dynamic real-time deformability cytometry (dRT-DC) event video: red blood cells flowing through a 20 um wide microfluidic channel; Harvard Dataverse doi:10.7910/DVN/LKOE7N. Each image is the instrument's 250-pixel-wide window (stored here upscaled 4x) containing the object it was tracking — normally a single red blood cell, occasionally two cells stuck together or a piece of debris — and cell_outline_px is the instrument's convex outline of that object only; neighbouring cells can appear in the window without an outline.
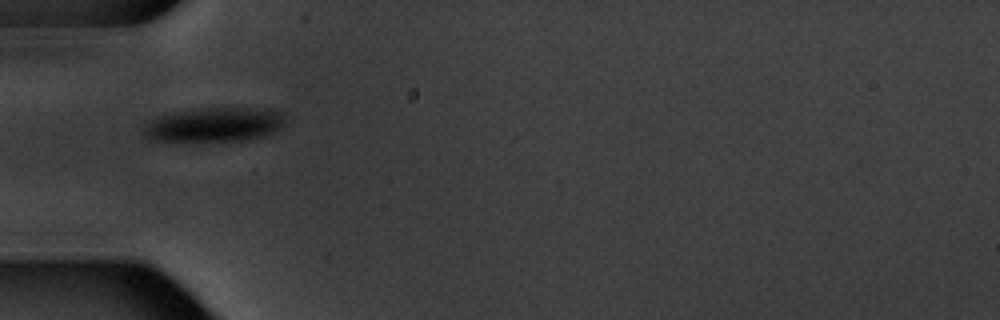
{"species": "common noctule bat (a hibernating species)", "species_latin": "Nyctalus noctula", "temperature_condition": "warm", "stored_images_in_passage": 11, "camera_frame_rate_fps": 3000, "um_per_image_px": 0.085, "animal": {"sex": "male", "body_mass_g": 20.1, "forearm_length_mm": 53.5}, "frame": {"image": 1, "passage_image": 1, "time_ms": 0.0, "image_size_px": [1000, 320], "cell_outline_px": [[284, 124], [276, 132], [268, 136], [248, 140], [208, 144], [148, 140], [144, 136], [144, 124], [156, 116], [176, 112], [200, 108], [272, 108], [284, 112]], "centroid_in_image_um": [18.23, 10.65], "position_along_channel_um": 66.8, "area_um2": 30.0}}
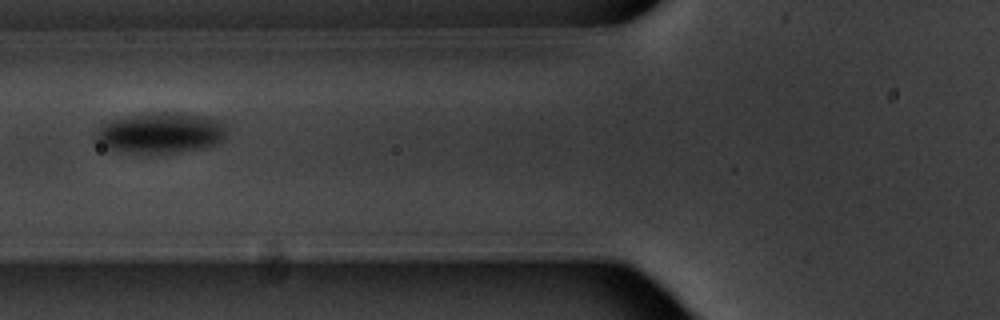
{"frame": {"image": 2, "passage_image": 2, "time_ms": 1.333, "image_size_px": [1000, 320], "cell_outline_px": [[224, 136], [220, 144], [180, 152], [132, 152], [108, 148], [92, 140], [92, 136], [96, 128], [100, 124], [108, 120], [128, 116], [152, 112], [180, 112], [204, 116], [220, 120], [224, 124]], "centroid_in_image_um": [13.59, 11.27], "position_along_channel_um": 112.2, "area_um2": 31.27}}
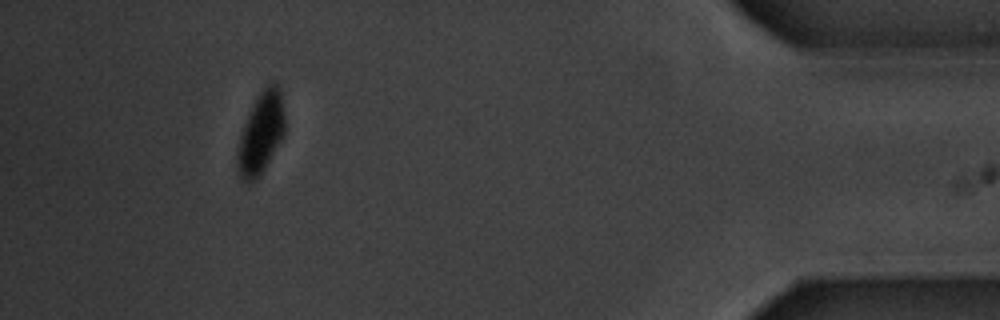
{"frame": {"image": 3, "passage_image": 10, "time_ms": 11.667, "image_size_px": [1000, 320], "cell_outline_px": [[284, 136], [264, 168], [252, 180], [240, 180], [236, 164], [236, 156], [240, 136], [244, 124], [260, 92], [268, 84], [276, 84], [280, 88], [284, 112]], "centroid_in_image_um": [22.18, 11.32], "position_along_channel_um": 413.0, "area_um2": 21.85}, "authors_computed_cell_mechanics": {"area_um2": 29.478, "velocity_mm_per_s": 3.4482, "shape_relaxation_time_tau1_ms": 3.3767, "shape_relaxation_time_tau2_ms": null, "deformation_change_tau1": 0.0887, "deformation_change_tau2": null}}